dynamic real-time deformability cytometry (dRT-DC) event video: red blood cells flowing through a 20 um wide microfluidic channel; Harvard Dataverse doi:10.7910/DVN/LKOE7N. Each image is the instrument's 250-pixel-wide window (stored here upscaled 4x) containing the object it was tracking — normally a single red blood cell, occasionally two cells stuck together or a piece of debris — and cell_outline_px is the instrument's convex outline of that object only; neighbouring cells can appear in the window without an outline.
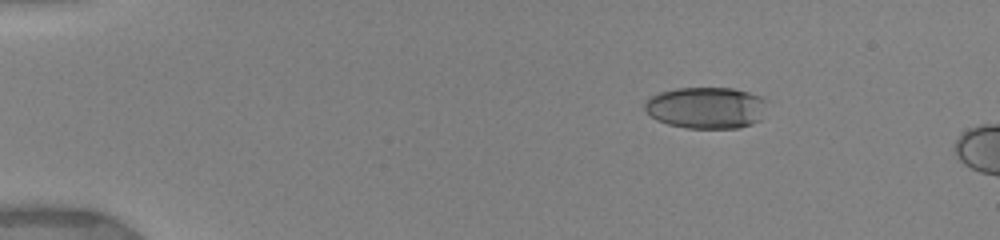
{"species": "human", "species_latin": "Homo sapiens", "temperature_condition": "warm", "stored_images_in_passage": 11, "camera_frame_rate_fps": 3000, "um_per_image_px": 0.085, "donor": {"sex": "female"}, "frame": {"image": 1, "passage_image": 7, "time_ms": 2.333, "image_size_px": [1000, 240], "cell_outline_px": [[768, 100], [760, 120], [752, 124], [740, 128], [684, 128], [668, 124], [656, 120], [644, 108], [644, 104], [652, 96], [660, 92], [676, 88], [732, 88], [748, 92], [760, 96]], "centroid_in_image_um": [60.05, 9.16], "position_along_channel_um": 25.0, "area_um2": 29.71}}